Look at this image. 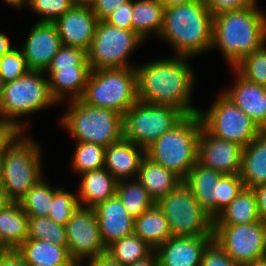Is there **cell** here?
Wrapping results in <instances>:
<instances>
[{
	"label": "cell",
	"mask_w": 266,
	"mask_h": 266,
	"mask_svg": "<svg viewBox=\"0 0 266 266\" xmlns=\"http://www.w3.org/2000/svg\"><path fill=\"white\" fill-rule=\"evenodd\" d=\"M190 58L164 57L136 65L138 101L178 108L186 115L199 113L191 101L196 74Z\"/></svg>",
	"instance_id": "obj_1"
},
{
	"label": "cell",
	"mask_w": 266,
	"mask_h": 266,
	"mask_svg": "<svg viewBox=\"0 0 266 266\" xmlns=\"http://www.w3.org/2000/svg\"><path fill=\"white\" fill-rule=\"evenodd\" d=\"M258 4L213 16L212 47L229 67L266 44V12Z\"/></svg>",
	"instance_id": "obj_2"
},
{
	"label": "cell",
	"mask_w": 266,
	"mask_h": 266,
	"mask_svg": "<svg viewBox=\"0 0 266 266\" xmlns=\"http://www.w3.org/2000/svg\"><path fill=\"white\" fill-rule=\"evenodd\" d=\"M213 15L203 1L165 8L159 34L176 56L195 57L212 47ZM171 44V45H170Z\"/></svg>",
	"instance_id": "obj_3"
},
{
	"label": "cell",
	"mask_w": 266,
	"mask_h": 266,
	"mask_svg": "<svg viewBox=\"0 0 266 266\" xmlns=\"http://www.w3.org/2000/svg\"><path fill=\"white\" fill-rule=\"evenodd\" d=\"M27 132H15L3 145L2 189L11 202H18L44 176L42 147L27 136Z\"/></svg>",
	"instance_id": "obj_4"
},
{
	"label": "cell",
	"mask_w": 266,
	"mask_h": 266,
	"mask_svg": "<svg viewBox=\"0 0 266 266\" xmlns=\"http://www.w3.org/2000/svg\"><path fill=\"white\" fill-rule=\"evenodd\" d=\"M56 104L44 71L30 70L20 78L5 83L0 101V121L7 123L15 132H26L30 120L20 121V117Z\"/></svg>",
	"instance_id": "obj_5"
},
{
	"label": "cell",
	"mask_w": 266,
	"mask_h": 266,
	"mask_svg": "<svg viewBox=\"0 0 266 266\" xmlns=\"http://www.w3.org/2000/svg\"><path fill=\"white\" fill-rule=\"evenodd\" d=\"M202 126L198 113L187 115L172 130L148 146L145 156L174 172L184 181L197 162L198 140Z\"/></svg>",
	"instance_id": "obj_6"
},
{
	"label": "cell",
	"mask_w": 266,
	"mask_h": 266,
	"mask_svg": "<svg viewBox=\"0 0 266 266\" xmlns=\"http://www.w3.org/2000/svg\"><path fill=\"white\" fill-rule=\"evenodd\" d=\"M67 104L69 108L60 124L77 142L108 147L124 138L123 115L119 112L86 105L80 99L69 100Z\"/></svg>",
	"instance_id": "obj_7"
},
{
	"label": "cell",
	"mask_w": 266,
	"mask_h": 266,
	"mask_svg": "<svg viewBox=\"0 0 266 266\" xmlns=\"http://www.w3.org/2000/svg\"><path fill=\"white\" fill-rule=\"evenodd\" d=\"M80 100L124 115L138 101L135 67L91 70Z\"/></svg>",
	"instance_id": "obj_8"
},
{
	"label": "cell",
	"mask_w": 266,
	"mask_h": 266,
	"mask_svg": "<svg viewBox=\"0 0 266 266\" xmlns=\"http://www.w3.org/2000/svg\"><path fill=\"white\" fill-rule=\"evenodd\" d=\"M156 205L169 222L172 236H213L214 219L182 182Z\"/></svg>",
	"instance_id": "obj_9"
},
{
	"label": "cell",
	"mask_w": 266,
	"mask_h": 266,
	"mask_svg": "<svg viewBox=\"0 0 266 266\" xmlns=\"http://www.w3.org/2000/svg\"><path fill=\"white\" fill-rule=\"evenodd\" d=\"M187 115L171 106L137 101L124 115V139L146 149Z\"/></svg>",
	"instance_id": "obj_10"
},
{
	"label": "cell",
	"mask_w": 266,
	"mask_h": 266,
	"mask_svg": "<svg viewBox=\"0 0 266 266\" xmlns=\"http://www.w3.org/2000/svg\"><path fill=\"white\" fill-rule=\"evenodd\" d=\"M143 41L133 30L98 21L91 47L87 52L90 69L135 67L128 62L129 57Z\"/></svg>",
	"instance_id": "obj_11"
},
{
	"label": "cell",
	"mask_w": 266,
	"mask_h": 266,
	"mask_svg": "<svg viewBox=\"0 0 266 266\" xmlns=\"http://www.w3.org/2000/svg\"><path fill=\"white\" fill-rule=\"evenodd\" d=\"M202 125L218 138L246 147L262 130L222 92L207 111L199 110Z\"/></svg>",
	"instance_id": "obj_12"
},
{
	"label": "cell",
	"mask_w": 266,
	"mask_h": 266,
	"mask_svg": "<svg viewBox=\"0 0 266 266\" xmlns=\"http://www.w3.org/2000/svg\"><path fill=\"white\" fill-rule=\"evenodd\" d=\"M213 239L239 266L266 258V222L214 225Z\"/></svg>",
	"instance_id": "obj_13"
},
{
	"label": "cell",
	"mask_w": 266,
	"mask_h": 266,
	"mask_svg": "<svg viewBox=\"0 0 266 266\" xmlns=\"http://www.w3.org/2000/svg\"><path fill=\"white\" fill-rule=\"evenodd\" d=\"M66 235L70 256L77 265L106 253L94 208L79 206L66 223Z\"/></svg>",
	"instance_id": "obj_14"
},
{
	"label": "cell",
	"mask_w": 266,
	"mask_h": 266,
	"mask_svg": "<svg viewBox=\"0 0 266 266\" xmlns=\"http://www.w3.org/2000/svg\"><path fill=\"white\" fill-rule=\"evenodd\" d=\"M243 147L213 136L202 126L198 140L197 161L226 175L240 173Z\"/></svg>",
	"instance_id": "obj_15"
},
{
	"label": "cell",
	"mask_w": 266,
	"mask_h": 266,
	"mask_svg": "<svg viewBox=\"0 0 266 266\" xmlns=\"http://www.w3.org/2000/svg\"><path fill=\"white\" fill-rule=\"evenodd\" d=\"M97 17L89 4H75L63 16L57 18L56 26L62 45L72 46L88 52L95 34Z\"/></svg>",
	"instance_id": "obj_16"
},
{
	"label": "cell",
	"mask_w": 266,
	"mask_h": 266,
	"mask_svg": "<svg viewBox=\"0 0 266 266\" xmlns=\"http://www.w3.org/2000/svg\"><path fill=\"white\" fill-rule=\"evenodd\" d=\"M21 47L30 70L45 71L62 46L53 22H38L31 27Z\"/></svg>",
	"instance_id": "obj_17"
},
{
	"label": "cell",
	"mask_w": 266,
	"mask_h": 266,
	"mask_svg": "<svg viewBox=\"0 0 266 266\" xmlns=\"http://www.w3.org/2000/svg\"><path fill=\"white\" fill-rule=\"evenodd\" d=\"M213 236H172L154 251L159 266H200L202 254Z\"/></svg>",
	"instance_id": "obj_18"
},
{
	"label": "cell",
	"mask_w": 266,
	"mask_h": 266,
	"mask_svg": "<svg viewBox=\"0 0 266 266\" xmlns=\"http://www.w3.org/2000/svg\"><path fill=\"white\" fill-rule=\"evenodd\" d=\"M232 70L236 81L222 93L252 118L262 131L266 130V86L247 81Z\"/></svg>",
	"instance_id": "obj_19"
},
{
	"label": "cell",
	"mask_w": 266,
	"mask_h": 266,
	"mask_svg": "<svg viewBox=\"0 0 266 266\" xmlns=\"http://www.w3.org/2000/svg\"><path fill=\"white\" fill-rule=\"evenodd\" d=\"M105 246L134 234L135 219L128 214L115 194L94 208Z\"/></svg>",
	"instance_id": "obj_20"
},
{
	"label": "cell",
	"mask_w": 266,
	"mask_h": 266,
	"mask_svg": "<svg viewBox=\"0 0 266 266\" xmlns=\"http://www.w3.org/2000/svg\"><path fill=\"white\" fill-rule=\"evenodd\" d=\"M144 157V148L123 138L106 147L104 168L117 181L136 179Z\"/></svg>",
	"instance_id": "obj_21"
},
{
	"label": "cell",
	"mask_w": 266,
	"mask_h": 266,
	"mask_svg": "<svg viewBox=\"0 0 266 266\" xmlns=\"http://www.w3.org/2000/svg\"><path fill=\"white\" fill-rule=\"evenodd\" d=\"M225 174L203 166L198 161L183 181L199 204L215 219L217 217V198L219 181Z\"/></svg>",
	"instance_id": "obj_22"
},
{
	"label": "cell",
	"mask_w": 266,
	"mask_h": 266,
	"mask_svg": "<svg viewBox=\"0 0 266 266\" xmlns=\"http://www.w3.org/2000/svg\"><path fill=\"white\" fill-rule=\"evenodd\" d=\"M90 67H73L67 69H46L44 74L48 78L52 97L57 103L72 99H80L84 93Z\"/></svg>",
	"instance_id": "obj_23"
},
{
	"label": "cell",
	"mask_w": 266,
	"mask_h": 266,
	"mask_svg": "<svg viewBox=\"0 0 266 266\" xmlns=\"http://www.w3.org/2000/svg\"><path fill=\"white\" fill-rule=\"evenodd\" d=\"M77 198L81 207L95 208L116 194L117 180L105 168L81 175Z\"/></svg>",
	"instance_id": "obj_24"
},
{
	"label": "cell",
	"mask_w": 266,
	"mask_h": 266,
	"mask_svg": "<svg viewBox=\"0 0 266 266\" xmlns=\"http://www.w3.org/2000/svg\"><path fill=\"white\" fill-rule=\"evenodd\" d=\"M239 176L245 188L266 184V130L243 147Z\"/></svg>",
	"instance_id": "obj_25"
},
{
	"label": "cell",
	"mask_w": 266,
	"mask_h": 266,
	"mask_svg": "<svg viewBox=\"0 0 266 266\" xmlns=\"http://www.w3.org/2000/svg\"><path fill=\"white\" fill-rule=\"evenodd\" d=\"M27 264L42 266H76L68 246H57L44 240L26 239L17 249Z\"/></svg>",
	"instance_id": "obj_26"
},
{
	"label": "cell",
	"mask_w": 266,
	"mask_h": 266,
	"mask_svg": "<svg viewBox=\"0 0 266 266\" xmlns=\"http://www.w3.org/2000/svg\"><path fill=\"white\" fill-rule=\"evenodd\" d=\"M136 179L155 203L183 182L174 172L152 162L146 156L141 160Z\"/></svg>",
	"instance_id": "obj_27"
},
{
	"label": "cell",
	"mask_w": 266,
	"mask_h": 266,
	"mask_svg": "<svg viewBox=\"0 0 266 266\" xmlns=\"http://www.w3.org/2000/svg\"><path fill=\"white\" fill-rule=\"evenodd\" d=\"M28 220L18 202L0 211V240L8 250H16L28 238Z\"/></svg>",
	"instance_id": "obj_28"
},
{
	"label": "cell",
	"mask_w": 266,
	"mask_h": 266,
	"mask_svg": "<svg viewBox=\"0 0 266 266\" xmlns=\"http://www.w3.org/2000/svg\"><path fill=\"white\" fill-rule=\"evenodd\" d=\"M164 11L161 0H133V31L144 41L149 35L158 37L164 24Z\"/></svg>",
	"instance_id": "obj_29"
},
{
	"label": "cell",
	"mask_w": 266,
	"mask_h": 266,
	"mask_svg": "<svg viewBox=\"0 0 266 266\" xmlns=\"http://www.w3.org/2000/svg\"><path fill=\"white\" fill-rule=\"evenodd\" d=\"M134 234L154 250L172 237L169 222L156 203L135 218Z\"/></svg>",
	"instance_id": "obj_30"
},
{
	"label": "cell",
	"mask_w": 266,
	"mask_h": 266,
	"mask_svg": "<svg viewBox=\"0 0 266 266\" xmlns=\"http://www.w3.org/2000/svg\"><path fill=\"white\" fill-rule=\"evenodd\" d=\"M262 221L253 189L243 188L236 198L214 219V225L248 224Z\"/></svg>",
	"instance_id": "obj_31"
},
{
	"label": "cell",
	"mask_w": 266,
	"mask_h": 266,
	"mask_svg": "<svg viewBox=\"0 0 266 266\" xmlns=\"http://www.w3.org/2000/svg\"><path fill=\"white\" fill-rule=\"evenodd\" d=\"M116 195L134 219L151 208L155 202L137 179L117 181Z\"/></svg>",
	"instance_id": "obj_32"
},
{
	"label": "cell",
	"mask_w": 266,
	"mask_h": 266,
	"mask_svg": "<svg viewBox=\"0 0 266 266\" xmlns=\"http://www.w3.org/2000/svg\"><path fill=\"white\" fill-rule=\"evenodd\" d=\"M154 251L140 237L132 234L107 246L106 253L122 265L128 266L148 257Z\"/></svg>",
	"instance_id": "obj_33"
},
{
	"label": "cell",
	"mask_w": 266,
	"mask_h": 266,
	"mask_svg": "<svg viewBox=\"0 0 266 266\" xmlns=\"http://www.w3.org/2000/svg\"><path fill=\"white\" fill-rule=\"evenodd\" d=\"M75 142L76 148L71 158L74 173L82 175L104 168L106 147L94 143Z\"/></svg>",
	"instance_id": "obj_34"
},
{
	"label": "cell",
	"mask_w": 266,
	"mask_h": 266,
	"mask_svg": "<svg viewBox=\"0 0 266 266\" xmlns=\"http://www.w3.org/2000/svg\"><path fill=\"white\" fill-rule=\"evenodd\" d=\"M53 191L54 187L43 177L26 193L19 204L29 217L48 216Z\"/></svg>",
	"instance_id": "obj_35"
},
{
	"label": "cell",
	"mask_w": 266,
	"mask_h": 266,
	"mask_svg": "<svg viewBox=\"0 0 266 266\" xmlns=\"http://www.w3.org/2000/svg\"><path fill=\"white\" fill-rule=\"evenodd\" d=\"M28 239L44 240L57 246H67L66 226L48 216L29 217Z\"/></svg>",
	"instance_id": "obj_36"
},
{
	"label": "cell",
	"mask_w": 266,
	"mask_h": 266,
	"mask_svg": "<svg viewBox=\"0 0 266 266\" xmlns=\"http://www.w3.org/2000/svg\"><path fill=\"white\" fill-rule=\"evenodd\" d=\"M247 81L266 86V44L232 67Z\"/></svg>",
	"instance_id": "obj_37"
},
{
	"label": "cell",
	"mask_w": 266,
	"mask_h": 266,
	"mask_svg": "<svg viewBox=\"0 0 266 266\" xmlns=\"http://www.w3.org/2000/svg\"><path fill=\"white\" fill-rule=\"evenodd\" d=\"M80 206L77 193L66 191L63 187H56L53 191V199L48 217L54 222L65 225L72 214Z\"/></svg>",
	"instance_id": "obj_38"
},
{
	"label": "cell",
	"mask_w": 266,
	"mask_h": 266,
	"mask_svg": "<svg viewBox=\"0 0 266 266\" xmlns=\"http://www.w3.org/2000/svg\"><path fill=\"white\" fill-rule=\"evenodd\" d=\"M30 71L22 50L12 48L0 58V76L4 83L14 81Z\"/></svg>",
	"instance_id": "obj_39"
},
{
	"label": "cell",
	"mask_w": 266,
	"mask_h": 266,
	"mask_svg": "<svg viewBox=\"0 0 266 266\" xmlns=\"http://www.w3.org/2000/svg\"><path fill=\"white\" fill-rule=\"evenodd\" d=\"M75 4V0H29L28 7L41 16L38 22H54Z\"/></svg>",
	"instance_id": "obj_40"
},
{
	"label": "cell",
	"mask_w": 266,
	"mask_h": 266,
	"mask_svg": "<svg viewBox=\"0 0 266 266\" xmlns=\"http://www.w3.org/2000/svg\"><path fill=\"white\" fill-rule=\"evenodd\" d=\"M73 67H90L87 51L62 45L52 58L47 69H67Z\"/></svg>",
	"instance_id": "obj_41"
},
{
	"label": "cell",
	"mask_w": 266,
	"mask_h": 266,
	"mask_svg": "<svg viewBox=\"0 0 266 266\" xmlns=\"http://www.w3.org/2000/svg\"><path fill=\"white\" fill-rule=\"evenodd\" d=\"M244 184L239 174L224 175L219 181V198H217V216L243 190Z\"/></svg>",
	"instance_id": "obj_42"
},
{
	"label": "cell",
	"mask_w": 266,
	"mask_h": 266,
	"mask_svg": "<svg viewBox=\"0 0 266 266\" xmlns=\"http://www.w3.org/2000/svg\"><path fill=\"white\" fill-rule=\"evenodd\" d=\"M200 266H239L225 250L212 239L204 249Z\"/></svg>",
	"instance_id": "obj_43"
},
{
	"label": "cell",
	"mask_w": 266,
	"mask_h": 266,
	"mask_svg": "<svg viewBox=\"0 0 266 266\" xmlns=\"http://www.w3.org/2000/svg\"><path fill=\"white\" fill-rule=\"evenodd\" d=\"M132 9L133 0L117 7L104 21L117 28L133 30Z\"/></svg>",
	"instance_id": "obj_44"
},
{
	"label": "cell",
	"mask_w": 266,
	"mask_h": 266,
	"mask_svg": "<svg viewBox=\"0 0 266 266\" xmlns=\"http://www.w3.org/2000/svg\"><path fill=\"white\" fill-rule=\"evenodd\" d=\"M204 3L214 16L221 12L238 10L256 5L258 4V0H205Z\"/></svg>",
	"instance_id": "obj_45"
},
{
	"label": "cell",
	"mask_w": 266,
	"mask_h": 266,
	"mask_svg": "<svg viewBox=\"0 0 266 266\" xmlns=\"http://www.w3.org/2000/svg\"><path fill=\"white\" fill-rule=\"evenodd\" d=\"M131 0H93L89 3L98 21H104L117 7Z\"/></svg>",
	"instance_id": "obj_46"
},
{
	"label": "cell",
	"mask_w": 266,
	"mask_h": 266,
	"mask_svg": "<svg viewBox=\"0 0 266 266\" xmlns=\"http://www.w3.org/2000/svg\"><path fill=\"white\" fill-rule=\"evenodd\" d=\"M0 266H28L17 250H7L0 254Z\"/></svg>",
	"instance_id": "obj_47"
},
{
	"label": "cell",
	"mask_w": 266,
	"mask_h": 266,
	"mask_svg": "<svg viewBox=\"0 0 266 266\" xmlns=\"http://www.w3.org/2000/svg\"><path fill=\"white\" fill-rule=\"evenodd\" d=\"M256 202L258 206V212L263 222H266V184L253 188Z\"/></svg>",
	"instance_id": "obj_48"
},
{
	"label": "cell",
	"mask_w": 266,
	"mask_h": 266,
	"mask_svg": "<svg viewBox=\"0 0 266 266\" xmlns=\"http://www.w3.org/2000/svg\"><path fill=\"white\" fill-rule=\"evenodd\" d=\"M83 266H125L118 261L112 259L107 253L91 258L85 262Z\"/></svg>",
	"instance_id": "obj_49"
},
{
	"label": "cell",
	"mask_w": 266,
	"mask_h": 266,
	"mask_svg": "<svg viewBox=\"0 0 266 266\" xmlns=\"http://www.w3.org/2000/svg\"><path fill=\"white\" fill-rule=\"evenodd\" d=\"M15 131L7 124L0 121V153L3 145L12 137Z\"/></svg>",
	"instance_id": "obj_50"
},
{
	"label": "cell",
	"mask_w": 266,
	"mask_h": 266,
	"mask_svg": "<svg viewBox=\"0 0 266 266\" xmlns=\"http://www.w3.org/2000/svg\"><path fill=\"white\" fill-rule=\"evenodd\" d=\"M128 266H159V262L155 251H153L148 257L138 260Z\"/></svg>",
	"instance_id": "obj_51"
},
{
	"label": "cell",
	"mask_w": 266,
	"mask_h": 266,
	"mask_svg": "<svg viewBox=\"0 0 266 266\" xmlns=\"http://www.w3.org/2000/svg\"><path fill=\"white\" fill-rule=\"evenodd\" d=\"M9 38L5 33L0 32V58L14 48Z\"/></svg>",
	"instance_id": "obj_52"
},
{
	"label": "cell",
	"mask_w": 266,
	"mask_h": 266,
	"mask_svg": "<svg viewBox=\"0 0 266 266\" xmlns=\"http://www.w3.org/2000/svg\"><path fill=\"white\" fill-rule=\"evenodd\" d=\"M3 2L18 10L29 4V0H3Z\"/></svg>",
	"instance_id": "obj_53"
},
{
	"label": "cell",
	"mask_w": 266,
	"mask_h": 266,
	"mask_svg": "<svg viewBox=\"0 0 266 266\" xmlns=\"http://www.w3.org/2000/svg\"><path fill=\"white\" fill-rule=\"evenodd\" d=\"M196 0H161L165 8H169L176 5L189 3Z\"/></svg>",
	"instance_id": "obj_54"
},
{
	"label": "cell",
	"mask_w": 266,
	"mask_h": 266,
	"mask_svg": "<svg viewBox=\"0 0 266 266\" xmlns=\"http://www.w3.org/2000/svg\"><path fill=\"white\" fill-rule=\"evenodd\" d=\"M10 203L11 201L8 199L7 195L4 193L2 187L0 186V211H2Z\"/></svg>",
	"instance_id": "obj_55"
},
{
	"label": "cell",
	"mask_w": 266,
	"mask_h": 266,
	"mask_svg": "<svg viewBox=\"0 0 266 266\" xmlns=\"http://www.w3.org/2000/svg\"><path fill=\"white\" fill-rule=\"evenodd\" d=\"M243 266H266V258L261 259V260H257V261H253L249 264H245Z\"/></svg>",
	"instance_id": "obj_56"
},
{
	"label": "cell",
	"mask_w": 266,
	"mask_h": 266,
	"mask_svg": "<svg viewBox=\"0 0 266 266\" xmlns=\"http://www.w3.org/2000/svg\"><path fill=\"white\" fill-rule=\"evenodd\" d=\"M4 85H5V83L2 79V77L0 76V101H1L2 95H3Z\"/></svg>",
	"instance_id": "obj_57"
},
{
	"label": "cell",
	"mask_w": 266,
	"mask_h": 266,
	"mask_svg": "<svg viewBox=\"0 0 266 266\" xmlns=\"http://www.w3.org/2000/svg\"><path fill=\"white\" fill-rule=\"evenodd\" d=\"M2 185V159L0 153V186Z\"/></svg>",
	"instance_id": "obj_58"
},
{
	"label": "cell",
	"mask_w": 266,
	"mask_h": 266,
	"mask_svg": "<svg viewBox=\"0 0 266 266\" xmlns=\"http://www.w3.org/2000/svg\"><path fill=\"white\" fill-rule=\"evenodd\" d=\"M8 249L2 244L0 240V254L6 252Z\"/></svg>",
	"instance_id": "obj_59"
},
{
	"label": "cell",
	"mask_w": 266,
	"mask_h": 266,
	"mask_svg": "<svg viewBox=\"0 0 266 266\" xmlns=\"http://www.w3.org/2000/svg\"><path fill=\"white\" fill-rule=\"evenodd\" d=\"M93 0H75L76 3L89 4Z\"/></svg>",
	"instance_id": "obj_60"
},
{
	"label": "cell",
	"mask_w": 266,
	"mask_h": 266,
	"mask_svg": "<svg viewBox=\"0 0 266 266\" xmlns=\"http://www.w3.org/2000/svg\"><path fill=\"white\" fill-rule=\"evenodd\" d=\"M28 266H42V264H39V263H37V264H27Z\"/></svg>",
	"instance_id": "obj_61"
}]
</instances>
